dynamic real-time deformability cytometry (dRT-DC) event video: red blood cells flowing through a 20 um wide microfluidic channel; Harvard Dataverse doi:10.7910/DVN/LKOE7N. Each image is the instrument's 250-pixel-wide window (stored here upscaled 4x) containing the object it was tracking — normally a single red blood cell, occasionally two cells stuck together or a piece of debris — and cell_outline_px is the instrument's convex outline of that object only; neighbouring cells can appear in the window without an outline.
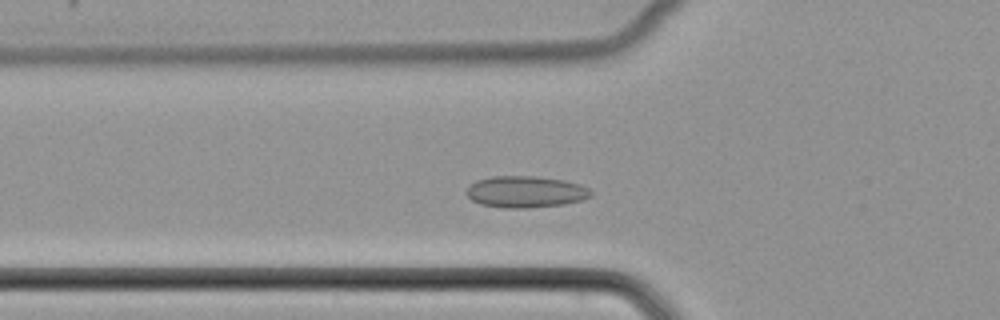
{"species": "common noctule bat (a hibernating species)", "species_latin": "Nyctalus noctula", "temperature_condition": "cold", "stored_images_in_passage": 45, "camera_frame_rate_fps": 3000, "um_per_image_px": 0.085, "animal": {"sex": "female", "body_mass_g": 22.7, "forearm_length_mm": 54.2}, "frame": {"image": 1, "passage_image": 12, "time_ms": 3.667, "image_size_px": [1000, 320], "cell_outline_px": [[592, 196], [584, 200], [564, 204], [524, 208], [504, 208], [480, 204], [472, 200], [464, 192], [476, 180], [492, 176], [536, 176], [564, 180], [580, 184], [588, 188], [592, 192]], "centroid_in_image_um": [44.69, 16.3], "position_along_channel_um": 81.1, "area_um2": 23.0}}
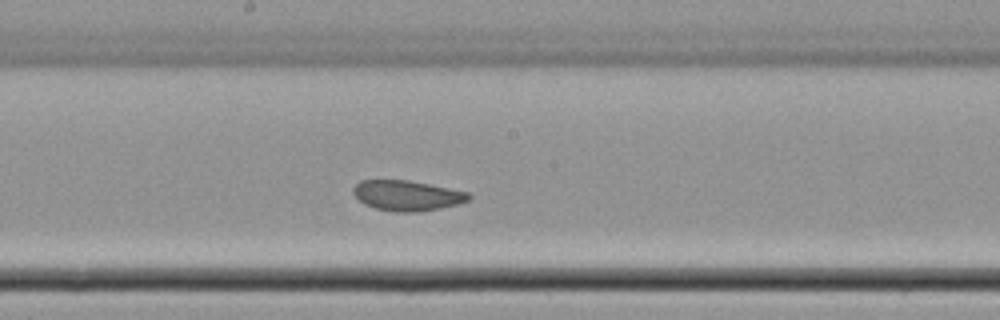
{"frame": {"image": 2, "passage_image": 22, "time_ms": 7.0, "image_size_px": [1000, 320], "cell_outline_px": [[472, 196], [468, 200], [456, 204], [440, 208], [416, 212], [396, 212], [376, 208], [364, 204], [352, 192], [352, 188], [360, 180], [408, 180], [468, 192]], "centroid_in_image_um": [34.57, 16.62], "position_along_channel_um": 213.6, "area_um2": 20.17}}
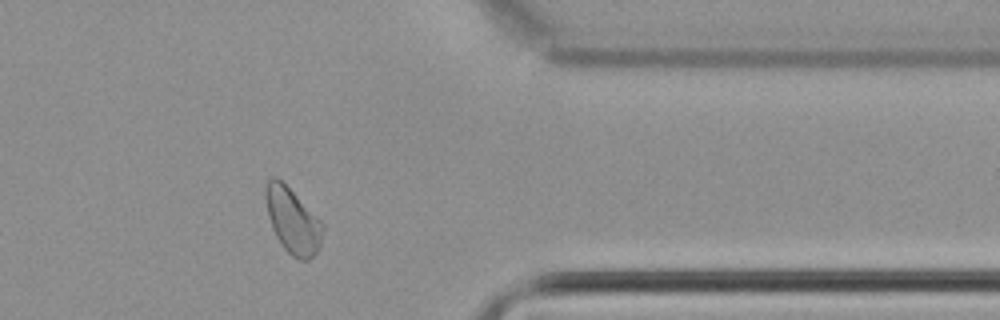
{"frame": {"image": 3, "passage_image": 36, "time_ms": 11.667, "image_size_px": [1000, 320], "cell_outline_px": [[324, 228], [320, 248], [308, 260], [300, 260], [292, 256], [280, 244], [272, 228], [268, 216], [264, 196], [264, 188], [268, 180], [272, 176], [276, 176], [324, 224]], "centroid_in_image_um": [24.86, 18.78], "position_along_channel_um": 386.5, "area_um2": 21.62}}